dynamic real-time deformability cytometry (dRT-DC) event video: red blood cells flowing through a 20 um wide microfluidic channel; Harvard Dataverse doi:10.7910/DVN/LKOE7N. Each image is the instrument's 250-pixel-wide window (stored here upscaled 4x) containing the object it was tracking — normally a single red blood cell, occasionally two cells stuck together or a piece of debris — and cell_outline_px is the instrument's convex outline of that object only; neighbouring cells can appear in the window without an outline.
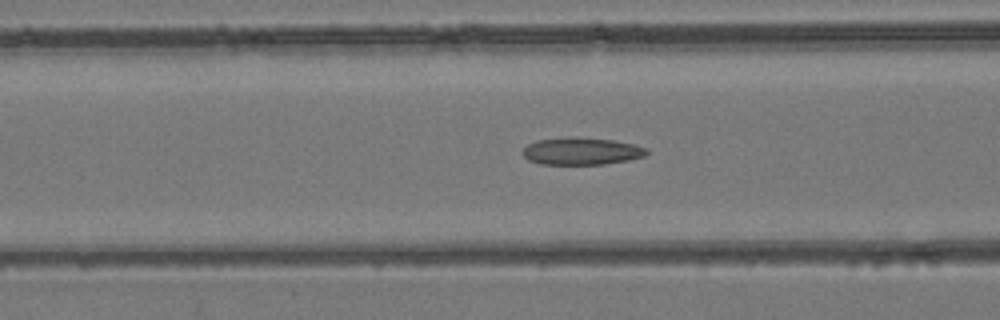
{"species": "common noctule bat (a hibernating species)", "species_latin": "Nyctalus noctula", "temperature_condition": "room temperature", "stored_images_in_passage": 26, "camera_frame_rate_fps": 3000, "um_per_image_px": 0.085, "animal": {"sex": "female", "body_mass_g": 24.6, "forearm_length_mm": 56.2}, "frame": {"image": 1, "passage_image": 6, "time_ms": 1.667, "image_size_px": [1000, 320], "cell_outline_px": [[648, 152], [644, 156], [628, 160], [604, 164], [540, 164], [528, 160], [520, 152], [528, 144], [536, 140], [576, 136], [612, 140], [632, 144], [648, 148]], "centroid_in_image_um": [49.39, 12.84], "position_along_channel_um": 117.2, "area_um2": 19.77}}
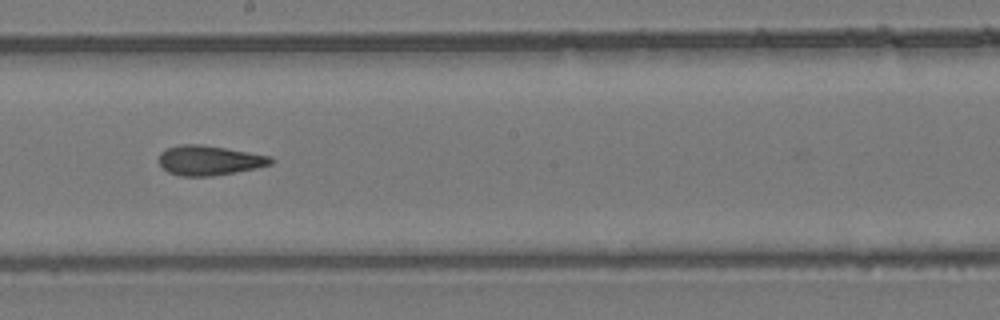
{"frame": {"image": 2, "passage_image": 14, "time_ms": 4.333, "image_size_px": [1000, 320], "cell_outline_px": [[272, 164], [256, 168], [212, 176], [180, 176], [168, 172], [160, 164], [160, 152], [168, 148], [180, 144], [204, 144], [268, 156], [272, 160]], "centroid_in_image_um": [17.75, 13.63], "position_along_channel_um": 230.5, "area_um2": 19.13}}
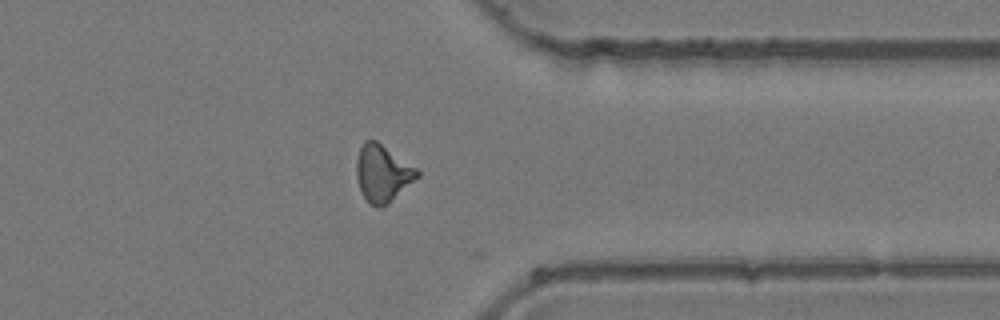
{"frame": {"image": 3, "passage_image": 25, "time_ms": 8.0, "image_size_px": [1000, 320], "cell_outline_px": [[420, 176], [388, 204], [380, 208], [368, 204], [360, 188], [356, 176], [356, 160], [360, 148], [364, 140], [376, 140], [416, 168], [420, 172]], "centroid_in_image_um": [32.51, 14.75], "position_along_channel_um": 378.9, "area_um2": 20.11}}